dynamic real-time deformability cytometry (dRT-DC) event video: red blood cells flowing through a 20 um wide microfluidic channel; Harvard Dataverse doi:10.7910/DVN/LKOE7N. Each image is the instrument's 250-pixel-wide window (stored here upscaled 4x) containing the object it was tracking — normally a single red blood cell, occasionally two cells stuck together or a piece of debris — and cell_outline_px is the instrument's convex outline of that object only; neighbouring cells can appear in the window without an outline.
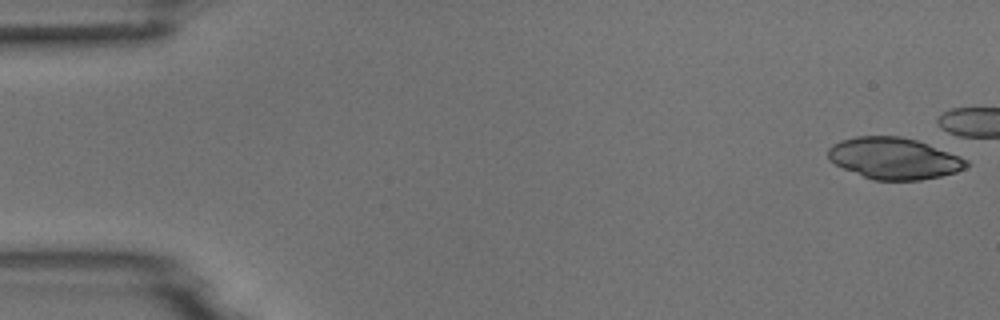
{"species": "common noctule bat (a hibernating species)", "species_latin": "Nyctalus noctula", "temperature_condition": "room temperature", "stored_images_in_passage": 7, "camera_frame_rate_fps": 3000, "um_per_image_px": 0.085, "animal": {"sex": "male", "body_mass_g": 18.8}, "frame": {"image": 1, "passage_image": 1, "time_ms": 0.0, "image_size_px": [1000, 320], "cell_outline_px": [[972, 164], [956, 172], [940, 176], [920, 180], [872, 180], [844, 168], [828, 160], [828, 148], [832, 144], [840, 140], [856, 136], [900, 136], [916, 140], [928, 144], [960, 156], [968, 160]], "centroid_in_image_um": [75.99, 13.46], "position_along_channel_um": 9.0, "area_um2": 33.47}}
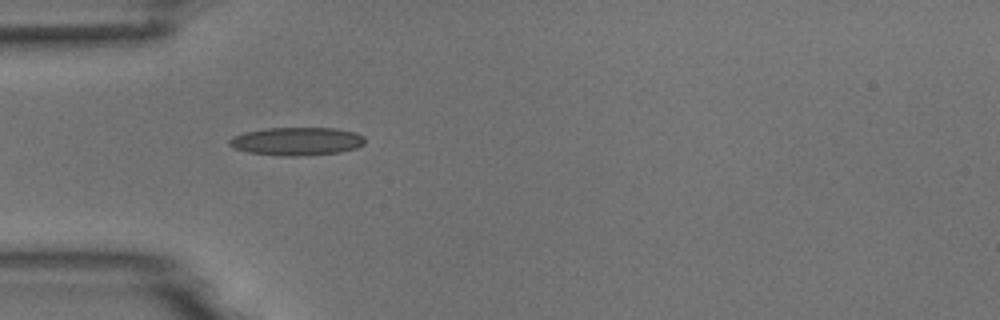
{"frame": {"image": 2, "passage_image": 6, "time_ms": 6.0, "image_size_px": [1000, 320], "cell_outline_px": [[364, 144], [356, 148], [340, 152], [296, 156], [280, 156], [248, 152], [232, 148], [228, 144], [228, 140], [232, 136], [244, 132], [264, 128], [332, 128], [356, 132], [364, 136]], "centroid_in_image_um": [25.18, 12.01], "position_along_channel_um": 59.8, "area_um2": 22.37}}
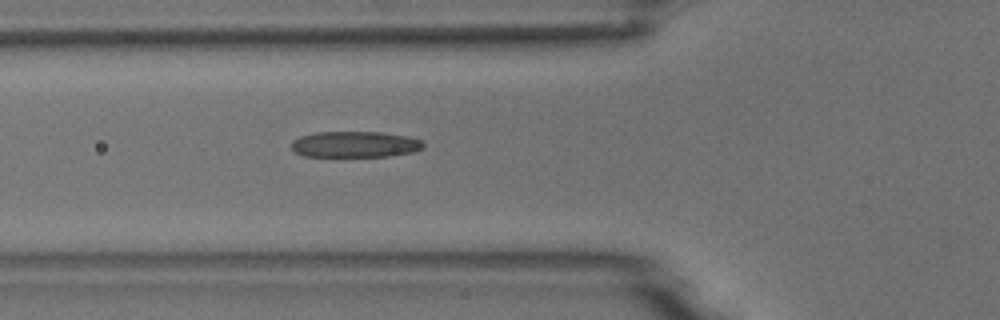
{"frame": {"image": 3, "passage_image": 7, "time_ms": 7.0, "image_size_px": [1000, 320], "cell_outline_px": [[424, 148], [412, 152], [388, 156], [304, 156], [296, 152], [292, 148], [292, 140], [300, 136], [316, 132], [380, 132], [408, 136], [424, 140]], "centroid_in_image_um": [30.21, 12.26], "position_along_channel_um": 95.6, "area_um2": 20.06}}